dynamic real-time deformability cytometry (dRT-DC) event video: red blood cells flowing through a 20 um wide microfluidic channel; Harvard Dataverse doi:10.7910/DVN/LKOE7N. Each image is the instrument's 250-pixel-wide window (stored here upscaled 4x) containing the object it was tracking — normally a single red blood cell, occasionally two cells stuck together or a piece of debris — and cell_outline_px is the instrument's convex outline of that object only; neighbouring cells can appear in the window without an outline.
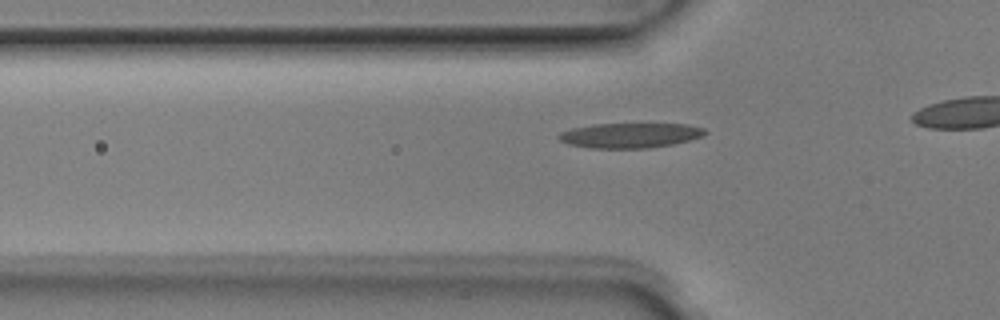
{"species": "Egyptian fruit bat (a non-hibernating species)", "species_latin": "Rousettus aegyptiacus", "temperature_condition": "room temperature", "stored_images_in_passage": 12, "camera_frame_rate_fps": 3000, "um_per_image_px": 0.085, "animal": {"sex": "male"}, "frame": {"image": 1, "passage_image": 6, "time_ms": 1.667, "image_size_px": [1000, 320], "cell_outline_px": [[708, 132], [704, 136], [672, 144], [648, 148], [592, 148], [568, 144], [560, 140], [556, 136], [560, 132], [572, 128], [592, 124], [688, 124], [704, 128]], "centroid_in_image_um": [53.55, 11.5], "position_along_channel_um": 72.2, "area_um2": 21.27}}
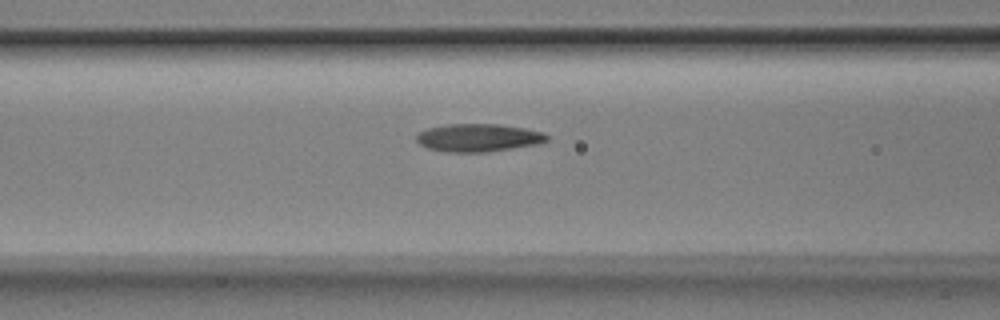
{"frame": {"image": 2, "passage_image": 10, "time_ms": 3.0, "image_size_px": [1000, 320], "cell_outline_px": [[548, 140], [540, 144], [484, 152], [448, 152], [428, 148], [420, 144], [416, 140], [416, 136], [420, 132], [428, 128], [448, 124], [500, 124], [524, 128], [544, 132], [548, 136]], "centroid_in_image_um": [40.68, 11.7], "position_along_channel_um": 125.9, "area_um2": 21.15}}